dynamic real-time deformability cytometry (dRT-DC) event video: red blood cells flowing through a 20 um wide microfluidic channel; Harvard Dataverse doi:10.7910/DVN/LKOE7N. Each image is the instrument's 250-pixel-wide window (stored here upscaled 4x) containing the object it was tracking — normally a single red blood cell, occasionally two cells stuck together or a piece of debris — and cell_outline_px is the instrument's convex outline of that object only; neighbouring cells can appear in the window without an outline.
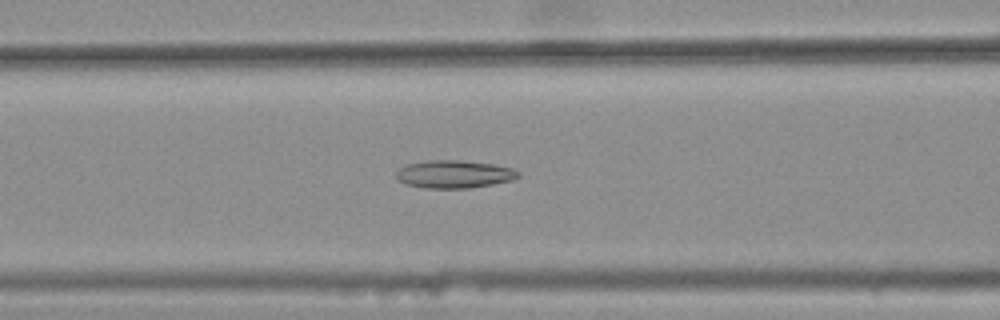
{"species": "common noctule bat (a hibernating species)", "species_latin": "Nyctalus noctula", "temperature_condition": "warm", "stored_images_in_passage": 29, "camera_frame_rate_fps": 3000, "um_per_image_px": 0.085, "animal": {"sex": "female", "body_mass_g": 25.1}, "frame": {"image": 1, "passage_image": 5, "time_ms": 1.333, "image_size_px": [1000, 320], "cell_outline_px": [[520, 176], [512, 180], [492, 184], [468, 188], [424, 188], [408, 184], [400, 180], [396, 176], [396, 172], [400, 168], [408, 164], [428, 160], [460, 160], [492, 164], [512, 168], [520, 172]], "centroid_in_image_um": [38.63, 14.8], "position_along_channel_um": 128.0, "area_um2": 19.59}}
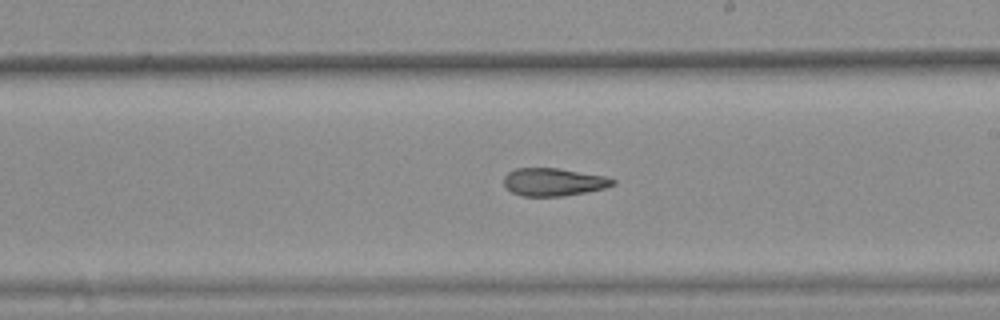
{"frame": {"image": 2, "passage_image": 14, "time_ms": 4.333, "image_size_px": [1000, 320], "cell_outline_px": [[616, 184], [604, 188], [564, 196], [520, 196], [504, 188], [504, 176], [508, 172], [516, 168], [556, 168], [604, 176], [616, 180]], "centroid_in_image_um": [47.01, 15.47], "position_along_channel_um": 242.0, "area_um2": 17.63}}
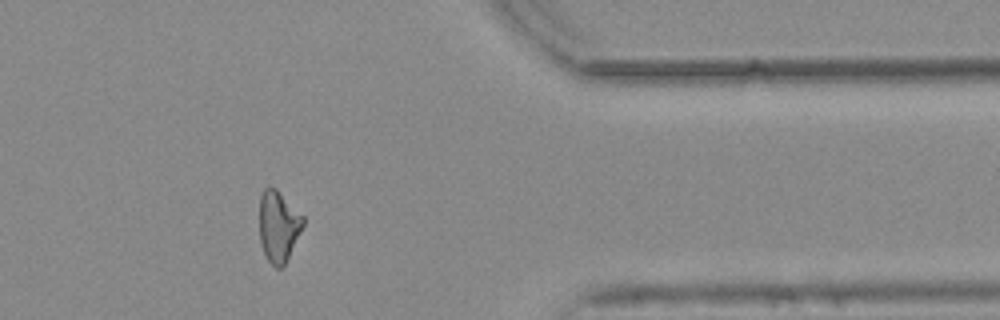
{"frame": {"image": 3, "passage_image": 27, "time_ms": 8.667, "image_size_px": [1000, 320], "cell_outline_px": [[304, 224], [284, 264], [280, 268], [276, 268], [268, 260], [260, 244], [260, 196], [264, 188], [268, 184], [276, 188], [304, 216]], "centroid_in_image_um": [23.65, 19.18], "position_along_channel_um": 387.7, "area_um2": 17.98}}